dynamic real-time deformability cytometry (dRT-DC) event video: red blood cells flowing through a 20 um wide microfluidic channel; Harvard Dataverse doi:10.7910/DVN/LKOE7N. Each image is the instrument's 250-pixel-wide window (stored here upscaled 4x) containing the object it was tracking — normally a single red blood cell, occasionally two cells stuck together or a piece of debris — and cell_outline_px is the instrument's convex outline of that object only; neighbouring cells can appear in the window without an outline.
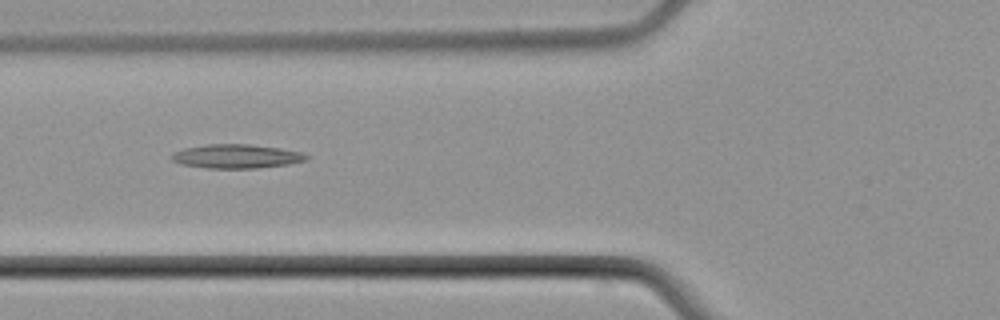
{"species": "common noctule bat (a hibernating species)", "species_latin": "Nyctalus noctula", "temperature_condition": "cold", "stored_images_in_passage": 7, "camera_frame_rate_fps": 3000, "um_per_image_px": 0.085, "animal": {"sex": "male", "body_mass_g": 21.5, "forearm_length_mm": 52.0}, "frame": {"image": 1, "passage_image": 6, "time_ms": 6.0, "image_size_px": [1000, 320], "cell_outline_px": [[308, 160], [288, 164], [256, 168], [208, 168], [180, 164], [172, 160], [172, 152], [184, 148], [204, 144], [248, 144], [280, 148], [300, 152], [308, 156]], "centroid_in_image_um": [20.07, 13.28], "position_along_channel_um": 105.7, "area_um2": 18.79}}
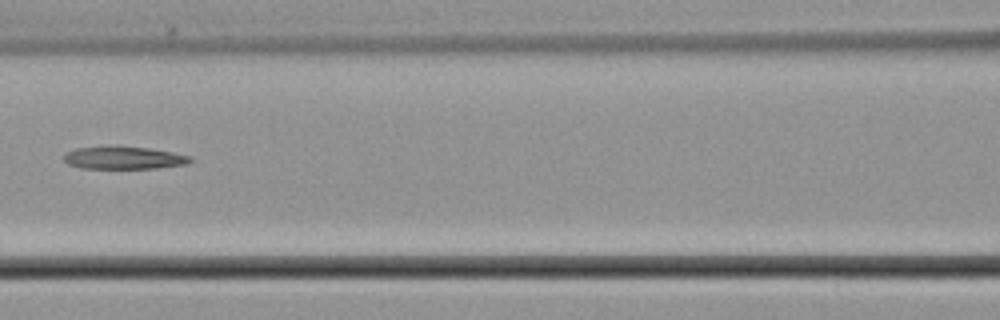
{"frame": {"image": 2, "passage_image": 7, "time_ms": 7.333, "image_size_px": [1000, 320], "cell_outline_px": [[196, 160], [184, 164], [156, 168], [80, 168], [68, 164], [64, 160], [64, 156], [68, 152], [76, 148], [108, 144], [116, 144], [148, 148], [172, 152], [192, 156]], "centroid_in_image_um": [10.52, 13.38], "position_along_channel_um": 156.1, "area_um2": 17.17}}